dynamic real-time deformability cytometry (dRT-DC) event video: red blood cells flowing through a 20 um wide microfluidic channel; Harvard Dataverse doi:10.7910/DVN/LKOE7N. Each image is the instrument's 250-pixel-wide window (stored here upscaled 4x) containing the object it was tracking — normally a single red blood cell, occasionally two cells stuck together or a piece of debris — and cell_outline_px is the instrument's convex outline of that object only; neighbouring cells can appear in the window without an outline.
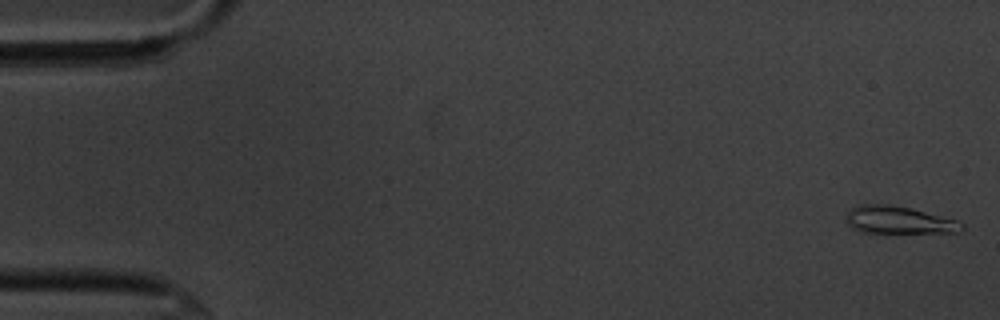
{"species": "common noctule bat (a hibernating species)", "species_latin": "Nyctalus noctula", "temperature_condition": "cold", "stored_images_in_passage": 55, "camera_frame_rate_fps": 3000, "um_per_image_px": 0.085, "animal": {"sex": "male", "body_mass_g": 20.1, "forearm_length_mm": 53.5}, "frame": {"image": 1, "passage_image": 1, "time_ms": 0.0, "image_size_px": [1000, 320], "cell_outline_px": [[964, 228], [956, 232], [860, 232], [852, 228], [848, 224], [848, 212], [852, 208], [864, 204], [888, 204], [908, 208], [956, 220], [964, 224]], "centroid_in_image_um": [76.37, 18.71], "position_along_channel_um": 8.6, "area_um2": 17.92}}
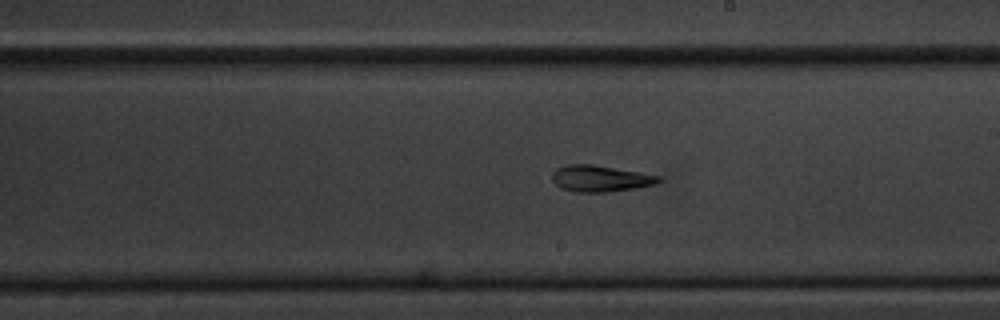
{"frame": {"image": 2, "passage_image": 31, "time_ms": 10.0, "image_size_px": [1000, 320], "cell_outline_px": [[664, 180], [656, 184], [636, 188], [608, 192], [576, 192], [560, 188], [552, 180], [552, 172], [556, 168], [568, 164], [592, 164], [660, 176]], "centroid_in_image_um": [51.02, 15.18], "position_along_channel_um": 238.0, "area_um2": 16.42}}
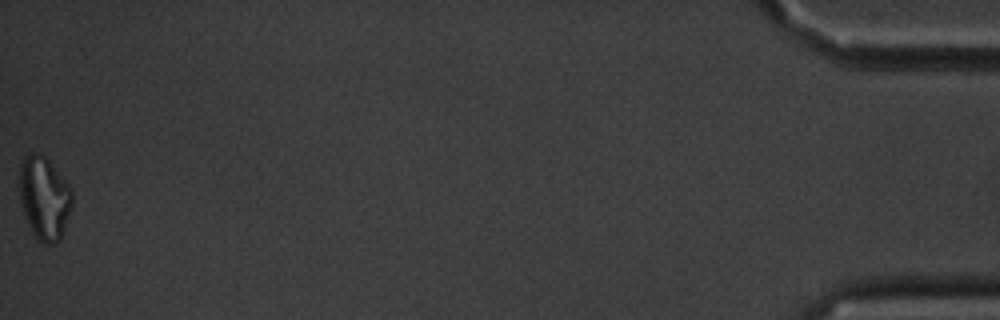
{"frame": {"image": 3, "passage_image": 55, "time_ms": 18.0, "image_size_px": [1000, 320], "cell_outline_px": [[72, 204], [60, 240], [56, 244], [44, 244], [32, 232], [28, 224], [20, 204], [20, 164], [32, 152], [40, 152], [48, 160], [72, 188]], "centroid_in_image_um": [3.77, 16.84], "position_along_channel_um": 431.4, "area_um2": 25.32}, "authors_computed_cell_mechanics": {"area_um2": 16.8198, "velocity_mm_per_s": 3.6261, "shape_relaxation_time_tau1_ms": 11.1402, "shape_relaxation_time_tau2_ms": 5.0569, "deformation_change_tau1": 0.2525, "deformation_change_tau2": 0.1385}}